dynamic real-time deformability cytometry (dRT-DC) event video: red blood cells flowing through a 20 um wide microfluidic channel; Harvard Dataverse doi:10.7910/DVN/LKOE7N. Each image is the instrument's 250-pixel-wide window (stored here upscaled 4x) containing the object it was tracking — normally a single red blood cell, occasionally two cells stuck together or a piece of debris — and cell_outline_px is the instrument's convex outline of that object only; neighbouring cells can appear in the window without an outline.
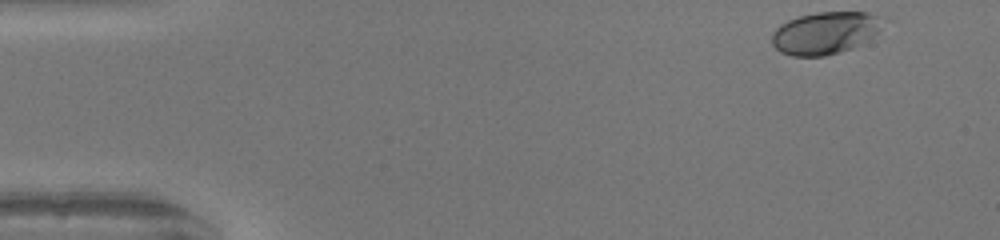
{"species": "human", "species_latin": "Homo sapiens", "temperature_condition": "warm", "stored_images_in_passage": 38, "camera_frame_rate_fps": 3000, "um_per_image_px": 0.085, "donor": {"sex": "female"}, "frame": {"image": 1, "passage_image": 1, "time_ms": 0.0, "image_size_px": [1000, 240], "cell_outline_px": [[880, 20], [876, 32], [872, 36], [852, 48], [840, 52], [824, 56], [792, 56], [780, 52], [772, 44], [772, 32], [780, 24], [788, 20], [800, 16], [816, 12], [868, 12], [880, 16]], "centroid_in_image_um": [70.05, 2.8], "position_along_channel_um": 14.9, "area_um2": 26.99}}
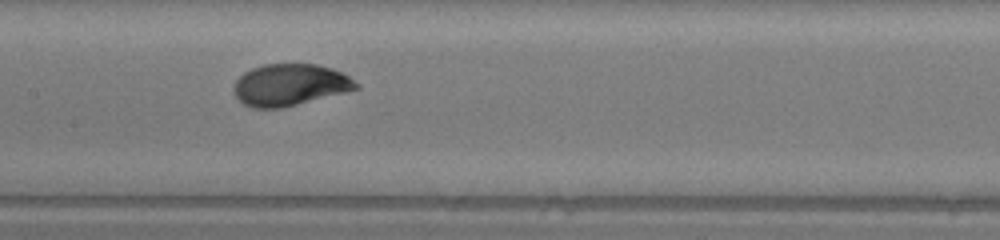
{"frame": {"image": 2, "passage_image": 22, "time_ms": 7.0, "image_size_px": [1000, 240], "cell_outline_px": [[360, 88], [348, 92], [284, 108], [252, 108], [244, 104], [232, 92], [232, 84], [244, 72], [252, 68], [264, 64], [316, 64], [340, 72], [348, 76], [360, 84]], "centroid_in_image_um": [24.63, 7.23], "position_along_channel_um": 182.8, "area_um2": 30.06}}
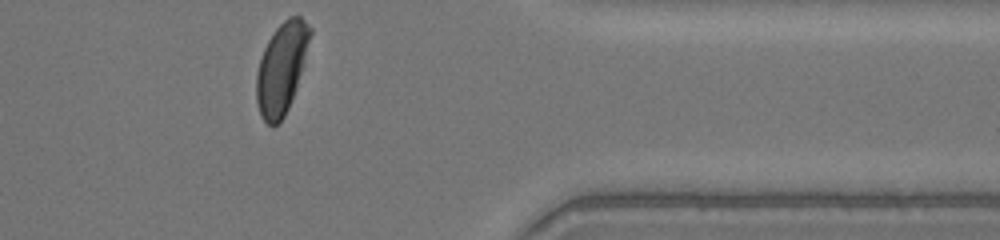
{"frame": {"image": 3, "passage_image": 38, "time_ms": 12.333, "image_size_px": [1000, 240], "cell_outline_px": [[312, 32], [304, 64], [296, 88], [288, 108], [284, 116], [272, 128], [260, 116], [256, 100], [256, 76], [260, 60], [264, 48], [268, 40], [276, 28], [288, 16], [300, 16], [312, 28]], "centroid_in_image_um": [23.93, 5.79], "position_along_channel_um": 387.5, "area_um2": 28.38}, "authors_computed_cell_mechanics": {"area_um2": 29.7092, "velocity_mm_per_s": 4.1635, "shape_relaxation_time_tau1_ms": 3.0103, "shape_relaxation_time_tau2_ms": null, "deformation_change_tau1": 0.1656, "deformation_change_tau2": null}}